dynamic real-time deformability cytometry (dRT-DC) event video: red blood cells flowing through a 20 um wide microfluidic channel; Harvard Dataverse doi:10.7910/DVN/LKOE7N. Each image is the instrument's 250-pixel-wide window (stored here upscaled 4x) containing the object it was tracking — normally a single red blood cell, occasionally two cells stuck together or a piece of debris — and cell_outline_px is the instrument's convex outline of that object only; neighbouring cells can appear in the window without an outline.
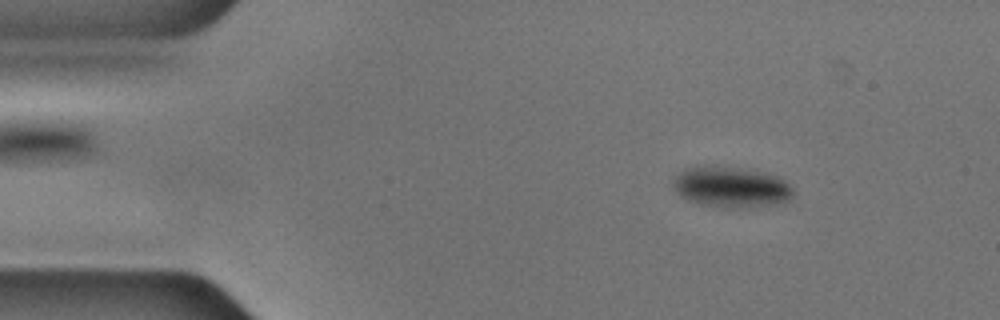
{"species": "common noctule bat (a hibernating species)", "species_latin": "Nyctalus noctula", "temperature_condition": "cold", "stored_images_in_passage": 55, "camera_frame_rate_fps": 3000, "um_per_image_px": 0.085, "animal": {"sex": "male", "body_mass_g": 17.9, "forearm_length_mm": 54.2}, "frame": {"image": 1, "passage_image": 7, "time_ms": 2.0, "image_size_px": [1000, 320], "cell_outline_px": [[792, 200], [780, 204], [724, 208], [704, 204], [688, 200], [680, 196], [676, 192], [672, 184], [672, 180], [684, 168], [696, 164], [716, 164], [748, 168], [776, 176], [784, 180], [792, 188]], "centroid_in_image_um": [62.1, 15.85], "position_along_channel_um": 22.9, "area_um2": 29.19}}
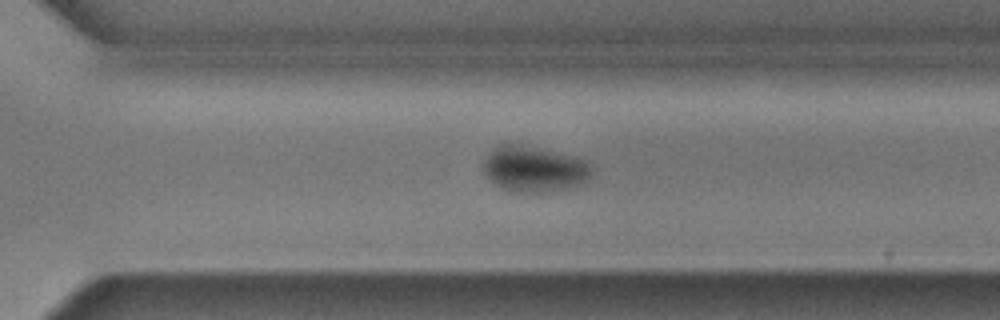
{"frame": {"image": 2, "passage_image": 38, "time_ms": 12.333, "image_size_px": [1000, 320], "cell_outline_px": [[592, 172], [588, 180], [584, 184], [544, 192], [520, 192], [504, 188], [496, 184], [484, 172], [484, 160], [500, 144], [520, 144], [584, 160], [588, 164]], "centroid_in_image_um": [45.41, 14.38], "position_along_channel_um": 325.2, "area_um2": 27.92}}
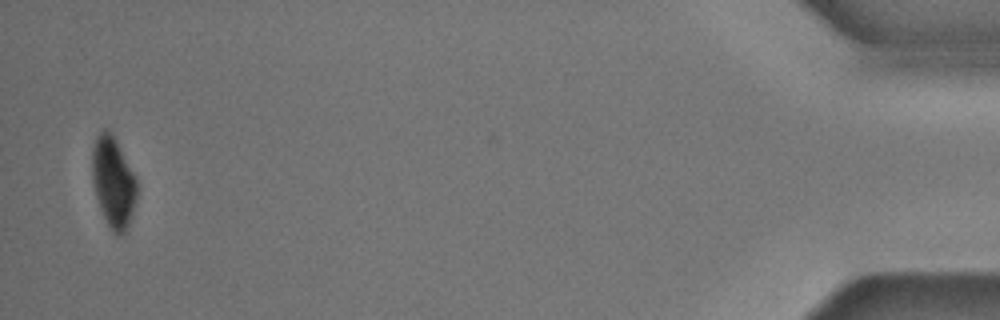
{"frame": {"image": 3, "passage_image": 54, "time_ms": 17.667, "image_size_px": [1000, 320], "cell_outline_px": [[136, 204], [132, 216], [124, 236], [116, 236], [112, 232], [100, 208], [96, 196], [92, 180], [92, 148], [96, 136], [104, 128], [108, 128], [112, 132], [136, 176]], "centroid_in_image_um": [9.64, 15.49], "position_along_channel_um": 425.6, "area_um2": 23.99}, "authors_computed_cell_mechanics": {"area_um2": 29.189, "velocity_mm_per_s": 3.5574, "shape_relaxation_time_tau1_ms": 2.629, "shape_relaxation_time_tau2_ms": null, "deformation_change_tau1": 0.0766, "deformation_change_tau2": null}}